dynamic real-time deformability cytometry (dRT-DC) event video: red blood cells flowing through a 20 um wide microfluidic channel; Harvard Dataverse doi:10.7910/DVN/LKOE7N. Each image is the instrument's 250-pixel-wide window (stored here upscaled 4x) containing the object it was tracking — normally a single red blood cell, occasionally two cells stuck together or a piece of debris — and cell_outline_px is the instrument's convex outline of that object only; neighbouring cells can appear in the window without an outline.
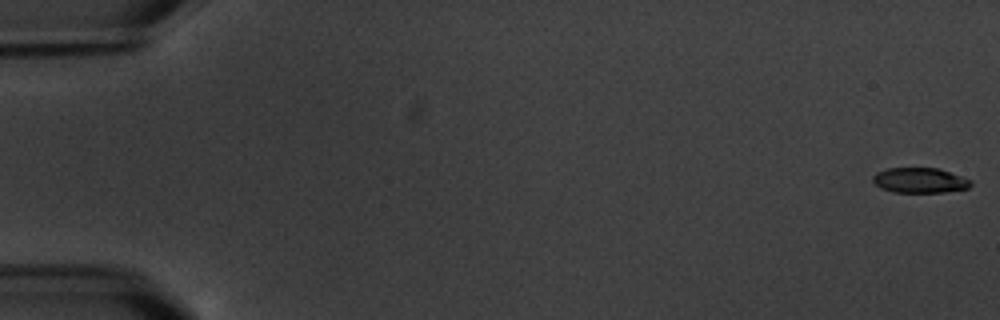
{"species": "common noctule bat (a hibernating species)", "species_latin": "Nyctalus noctula", "temperature_condition": "warm", "stored_images_in_passage": 6, "camera_frame_rate_fps": 3000, "um_per_image_px": 0.085, "animal": {"sex": "male", "body_mass_g": 20.1, "forearm_length_mm": 53.5}, "frame": {"image": 1, "passage_image": 1, "time_ms": 0.0, "image_size_px": [1000, 320], "cell_outline_px": [[972, 184], [968, 188], [944, 192], [892, 192], [880, 188], [872, 180], [872, 176], [876, 172], [888, 168], [936, 168], [972, 180]], "centroid_in_image_um": [78.15, 15.33], "position_along_channel_um": 6.9, "area_um2": 14.28}}
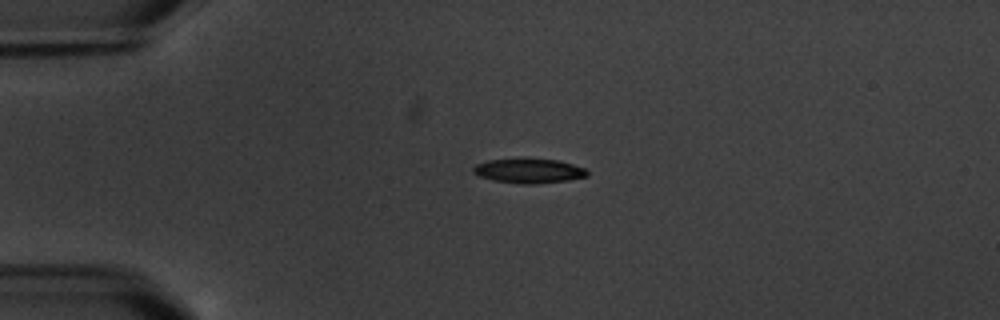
{"frame": {"image": 2, "passage_image": 5, "time_ms": 4.667, "image_size_px": [1000, 320], "cell_outline_px": [[588, 176], [568, 180], [536, 184], [520, 184], [492, 180], [480, 176], [472, 172], [472, 168], [476, 164], [488, 160], [524, 156], [556, 160], [572, 164], [584, 168], [588, 172]], "centroid_in_image_um": [44.91, 14.49], "position_along_channel_um": 40.1, "area_um2": 16.88}}